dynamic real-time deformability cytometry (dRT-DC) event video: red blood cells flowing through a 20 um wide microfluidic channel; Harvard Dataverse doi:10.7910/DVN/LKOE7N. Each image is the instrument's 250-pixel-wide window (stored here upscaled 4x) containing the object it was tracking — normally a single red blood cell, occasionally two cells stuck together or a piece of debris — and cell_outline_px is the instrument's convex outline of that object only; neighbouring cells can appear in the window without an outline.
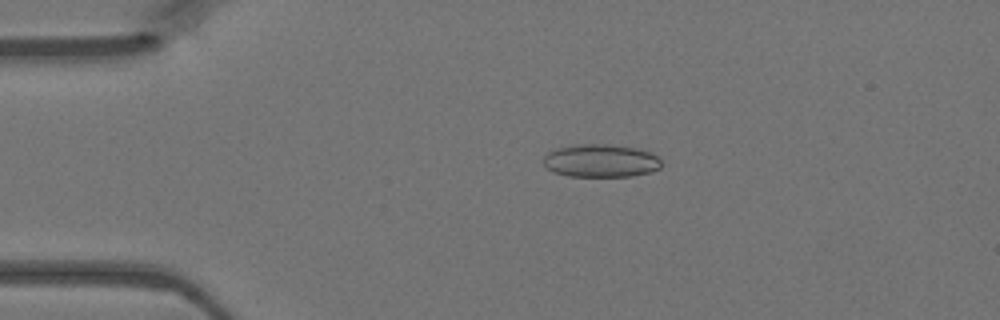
{"species": "Egyptian fruit bat (a non-hibernating species)", "species_latin": "Rousettus aegyptiacus", "temperature_condition": "warm", "stored_images_in_passage": 47, "camera_frame_rate_fps": 3000, "um_per_image_px": 0.085, "animal": {"sex": "female"}, "frame": {"image": 1, "passage_image": 10, "time_ms": 3.0, "image_size_px": [1000, 320], "cell_outline_px": [[660, 168], [652, 172], [632, 176], [568, 176], [552, 172], [544, 164], [544, 156], [548, 152], [560, 148], [584, 144], [608, 144], [636, 148], [652, 152], [660, 160]], "centroid_in_image_um": [51.09, 13.67], "position_along_channel_um": 33.9, "area_um2": 22.54}}
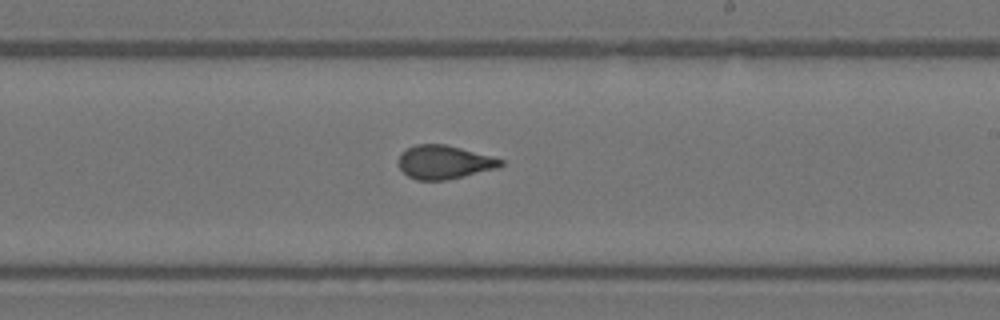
{"frame": {"image": 2, "passage_image": 28, "time_ms": 9.0, "image_size_px": [1000, 320], "cell_outline_px": [[504, 164], [500, 168], [464, 176], [444, 180], [416, 180], [408, 176], [400, 168], [400, 152], [404, 148], [416, 144], [444, 144], [460, 148], [504, 160]], "centroid_in_image_um": [37.75, 13.78], "position_along_channel_um": 251.2, "area_um2": 19.94}}
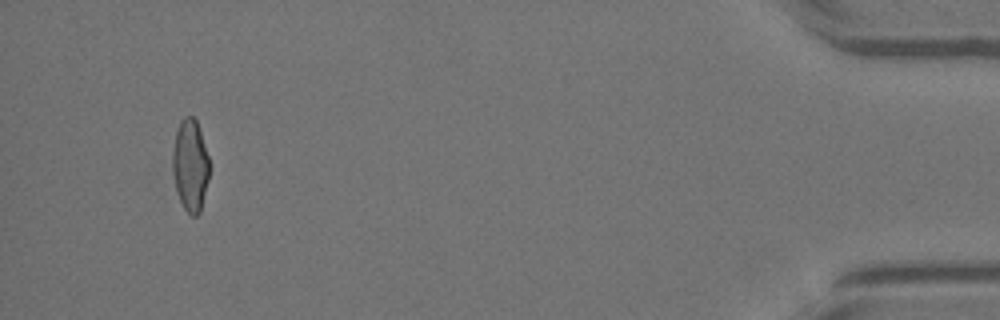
{"frame": {"image": 3, "passage_image": 45, "time_ms": 14.667, "image_size_px": [1000, 320], "cell_outline_px": [[208, 180], [200, 212], [196, 216], [192, 216], [184, 208], [176, 192], [172, 172], [172, 152], [176, 132], [180, 120], [184, 116], [192, 116], [196, 120], [208, 156]], "centroid_in_image_um": [16.14, 14.06], "position_along_channel_um": 419.1, "area_um2": 19.59}}